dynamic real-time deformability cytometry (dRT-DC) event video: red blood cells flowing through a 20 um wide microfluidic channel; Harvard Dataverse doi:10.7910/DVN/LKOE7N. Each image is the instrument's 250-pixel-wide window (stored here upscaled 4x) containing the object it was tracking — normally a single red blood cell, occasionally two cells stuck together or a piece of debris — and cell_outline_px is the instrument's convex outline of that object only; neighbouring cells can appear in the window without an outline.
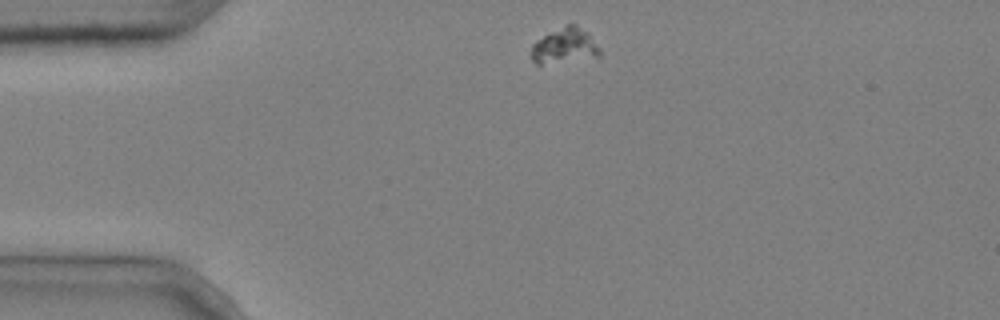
{"species": "common noctule bat (a hibernating species)", "species_latin": "Nyctalus noctula", "temperature_condition": "cold", "stored_images_in_passage": 2, "camera_frame_rate_fps": 3000, "um_per_image_px": 0.085, "animal": {"sex": "male", "body_mass_g": 20.4}, "frame": {"image": 1, "passage_image": 1, "time_ms": 0.0, "image_size_px": [1000, 320], "cell_outline_px": [[600, 56], [540, 64], [536, 64], [532, 60], [528, 52], [532, 44], [536, 40], [568, 24], [576, 24], [600, 48]], "centroid_in_image_um": [47.91, 3.92], "position_along_channel_um": 37.1, "area_um2": 13.64}}